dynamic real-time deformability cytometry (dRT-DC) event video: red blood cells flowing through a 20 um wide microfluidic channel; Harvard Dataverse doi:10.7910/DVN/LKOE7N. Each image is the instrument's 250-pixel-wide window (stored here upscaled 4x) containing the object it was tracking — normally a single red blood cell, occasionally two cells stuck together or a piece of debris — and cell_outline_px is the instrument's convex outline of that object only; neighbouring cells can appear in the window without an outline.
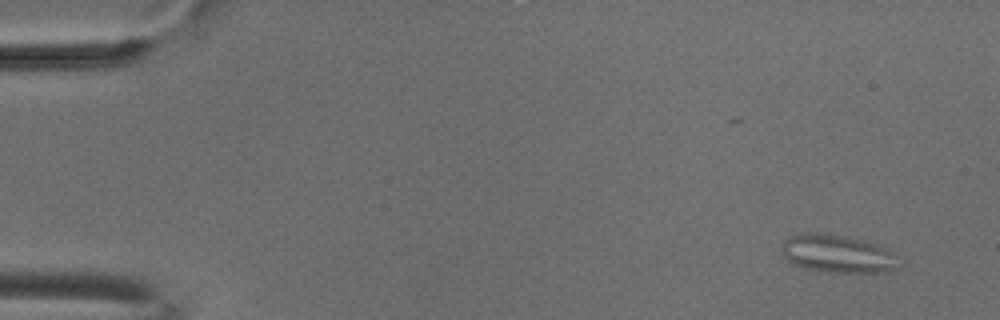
{"species": "common noctule bat (a hibernating species)", "species_latin": "Nyctalus noctula", "temperature_condition": "cold", "stored_images_in_passage": 6, "camera_frame_rate_fps": 3000, "um_per_image_px": 0.085, "animal": {"sex": "male", "body_mass_g": 18.8}, "frame": {"image": 1, "passage_image": 1, "time_ms": 0.0, "image_size_px": [1000, 320], "cell_outline_px": [[892, 268], [884, 272], [836, 272], [804, 268], [792, 264], [780, 252], [780, 244], [788, 236], [804, 232], [824, 232], [864, 240], [880, 244], [888, 252]], "centroid_in_image_um": [70.97, 21.52], "position_along_channel_um": 14.0, "area_um2": 25.32}}
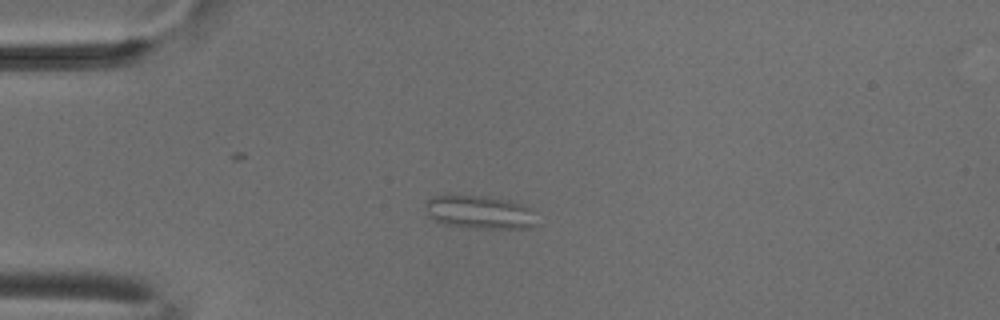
{"frame": {"image": 2, "passage_image": 4, "time_ms": 1.0, "image_size_px": [1000, 320], "cell_outline_px": [[532, 228], [468, 228], [444, 224], [428, 216], [424, 204], [432, 196], [448, 192], [484, 196], [508, 200], [520, 204], [528, 208], [532, 224]], "centroid_in_image_um": [40.58, 17.99], "position_along_channel_um": 44.4, "area_um2": 21.68}}
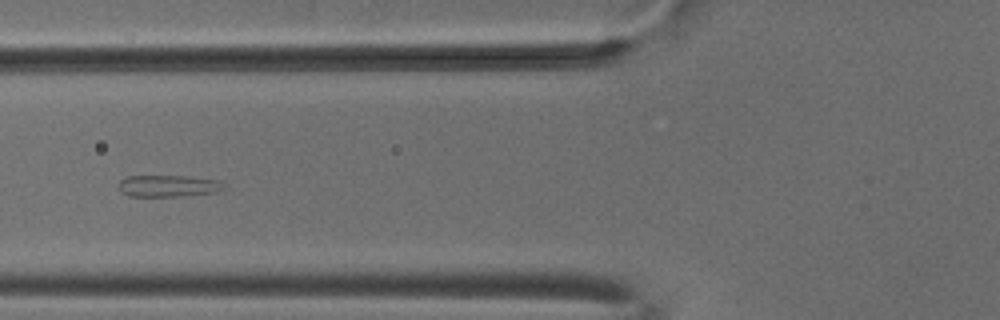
{"frame": {"image": 3, "passage_image": 6, "time_ms": 1.667, "image_size_px": [1000, 320], "cell_outline_px": [[224, 188], [216, 192], [184, 196], [128, 196], [120, 188], [120, 180], [128, 176], [188, 176], [220, 180], [224, 184]], "centroid_in_image_um": [14.36, 15.8], "position_along_channel_um": 111.4, "area_um2": 13.24}}